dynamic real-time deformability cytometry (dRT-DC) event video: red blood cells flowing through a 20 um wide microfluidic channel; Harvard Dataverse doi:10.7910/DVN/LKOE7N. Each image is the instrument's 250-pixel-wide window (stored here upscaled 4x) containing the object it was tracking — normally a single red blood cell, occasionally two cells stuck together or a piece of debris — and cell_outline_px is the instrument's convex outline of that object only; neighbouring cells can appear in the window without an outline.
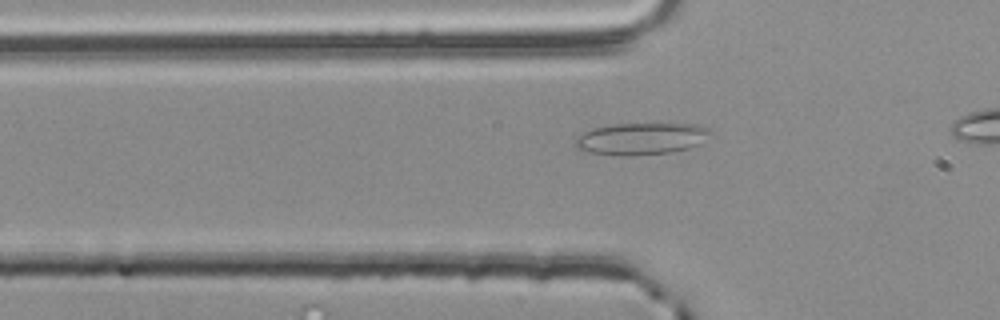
{"species": "common noctule bat (a hibernating species)", "species_latin": "Nyctalus noctula", "temperature_condition": "room temperature", "stored_images_in_passage": 36, "camera_frame_rate_fps": 3000, "um_per_image_px": 0.085, "animal": {"sex": "male", "body_mass_g": 20.4}, "frame": {"image": 1, "passage_image": 9, "time_ms": 2.667, "image_size_px": [1000, 320], "cell_outline_px": [[712, 132], [700, 144], [688, 148], [672, 152], [632, 156], [620, 156], [580, 152], [576, 148], [576, 136], [584, 132], [596, 128], [612, 124], [696, 124], [708, 128]], "centroid_in_image_um": [54.47, 11.81], "position_along_channel_um": 71.3, "area_um2": 25.32}}
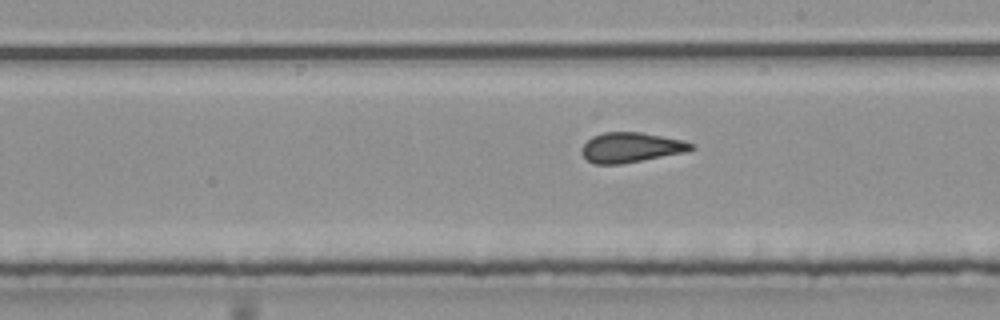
{"frame": {"image": 2, "passage_image": 22, "time_ms": 7.0, "image_size_px": [1000, 320], "cell_outline_px": [[696, 148], [688, 152], [620, 164], [592, 164], [580, 152], [580, 148], [592, 136], [604, 132], [640, 132], [684, 140], [696, 144]], "centroid_in_image_um": [53.67, 12.53], "position_along_channel_um": 235.3, "area_um2": 19.36}}
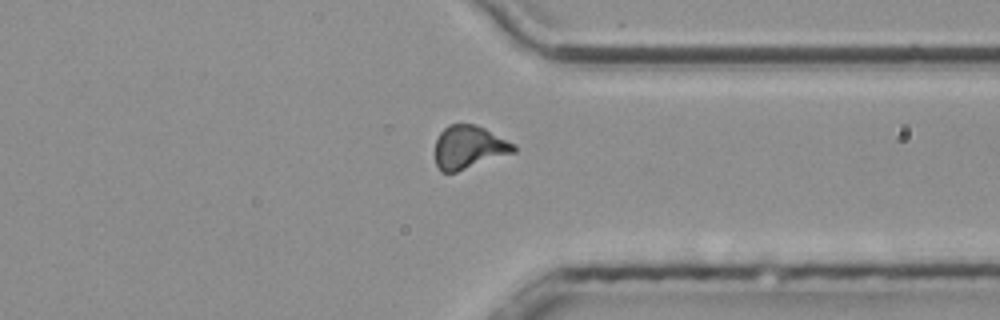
{"frame": {"image": 3, "passage_image": 33, "time_ms": 10.667, "image_size_px": [1000, 320], "cell_outline_px": [[516, 152], [456, 172], [440, 172], [436, 164], [436, 140], [440, 132], [448, 124], [472, 124], [484, 128], [516, 144]], "centroid_in_image_um": [39.86, 12.52], "position_along_channel_um": 371.5, "area_um2": 19.77}}